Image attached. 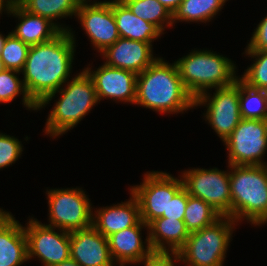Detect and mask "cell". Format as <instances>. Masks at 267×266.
<instances>
[{
  "instance_id": "obj_1",
  "label": "cell",
  "mask_w": 267,
  "mask_h": 266,
  "mask_svg": "<svg viewBox=\"0 0 267 266\" xmlns=\"http://www.w3.org/2000/svg\"><path fill=\"white\" fill-rule=\"evenodd\" d=\"M74 44V35L69 30L62 31L48 42L30 46L21 71L24 75L22 81L28 95L37 105L69 80Z\"/></svg>"
},
{
  "instance_id": "obj_2",
  "label": "cell",
  "mask_w": 267,
  "mask_h": 266,
  "mask_svg": "<svg viewBox=\"0 0 267 266\" xmlns=\"http://www.w3.org/2000/svg\"><path fill=\"white\" fill-rule=\"evenodd\" d=\"M134 104L159 113H179L195 107V98L187 91L178 67L162 58L137 75L136 100Z\"/></svg>"
},
{
  "instance_id": "obj_3",
  "label": "cell",
  "mask_w": 267,
  "mask_h": 266,
  "mask_svg": "<svg viewBox=\"0 0 267 266\" xmlns=\"http://www.w3.org/2000/svg\"><path fill=\"white\" fill-rule=\"evenodd\" d=\"M231 218L267 223V165H229Z\"/></svg>"
},
{
  "instance_id": "obj_4",
  "label": "cell",
  "mask_w": 267,
  "mask_h": 266,
  "mask_svg": "<svg viewBox=\"0 0 267 266\" xmlns=\"http://www.w3.org/2000/svg\"><path fill=\"white\" fill-rule=\"evenodd\" d=\"M67 83L65 89L60 88L47 95L37 105V109H41L49 104L56 93H61L60 99L48 115L45 126V134H50L52 137H57L75 127L98 102L93 81L85 70Z\"/></svg>"
},
{
  "instance_id": "obj_5",
  "label": "cell",
  "mask_w": 267,
  "mask_h": 266,
  "mask_svg": "<svg viewBox=\"0 0 267 266\" xmlns=\"http://www.w3.org/2000/svg\"><path fill=\"white\" fill-rule=\"evenodd\" d=\"M175 63L183 85L194 98L209 89L230 86L239 79L230 59L209 50H193Z\"/></svg>"
},
{
  "instance_id": "obj_6",
  "label": "cell",
  "mask_w": 267,
  "mask_h": 266,
  "mask_svg": "<svg viewBox=\"0 0 267 266\" xmlns=\"http://www.w3.org/2000/svg\"><path fill=\"white\" fill-rule=\"evenodd\" d=\"M235 223L221 216L212 225L191 232L177 252L179 260L187 266H222Z\"/></svg>"
},
{
  "instance_id": "obj_7",
  "label": "cell",
  "mask_w": 267,
  "mask_h": 266,
  "mask_svg": "<svg viewBox=\"0 0 267 266\" xmlns=\"http://www.w3.org/2000/svg\"><path fill=\"white\" fill-rule=\"evenodd\" d=\"M49 222L47 226L72 232L92 226L91 203L80 188L47 190Z\"/></svg>"
},
{
  "instance_id": "obj_8",
  "label": "cell",
  "mask_w": 267,
  "mask_h": 266,
  "mask_svg": "<svg viewBox=\"0 0 267 266\" xmlns=\"http://www.w3.org/2000/svg\"><path fill=\"white\" fill-rule=\"evenodd\" d=\"M182 174L183 187L190 196L204 200L221 216L231 218L230 171L194 168Z\"/></svg>"
},
{
  "instance_id": "obj_9",
  "label": "cell",
  "mask_w": 267,
  "mask_h": 266,
  "mask_svg": "<svg viewBox=\"0 0 267 266\" xmlns=\"http://www.w3.org/2000/svg\"><path fill=\"white\" fill-rule=\"evenodd\" d=\"M182 187V179L174 178L169 173L152 171L144 174L142 184L130 189L138 201L141 220L148 225L162 217L167 212L169 201Z\"/></svg>"
},
{
  "instance_id": "obj_10",
  "label": "cell",
  "mask_w": 267,
  "mask_h": 266,
  "mask_svg": "<svg viewBox=\"0 0 267 266\" xmlns=\"http://www.w3.org/2000/svg\"><path fill=\"white\" fill-rule=\"evenodd\" d=\"M229 165H266L262 156L267 150V119H244L223 141Z\"/></svg>"
},
{
  "instance_id": "obj_11",
  "label": "cell",
  "mask_w": 267,
  "mask_h": 266,
  "mask_svg": "<svg viewBox=\"0 0 267 266\" xmlns=\"http://www.w3.org/2000/svg\"><path fill=\"white\" fill-rule=\"evenodd\" d=\"M209 96L207 91L195 98V106L206 105L204 115L218 136L224 141L242 120L239 102V79L227 87L216 88Z\"/></svg>"
},
{
  "instance_id": "obj_12",
  "label": "cell",
  "mask_w": 267,
  "mask_h": 266,
  "mask_svg": "<svg viewBox=\"0 0 267 266\" xmlns=\"http://www.w3.org/2000/svg\"><path fill=\"white\" fill-rule=\"evenodd\" d=\"M24 226L27 238L28 260L37 256L44 266H53L70 258V232H55L33 218Z\"/></svg>"
},
{
  "instance_id": "obj_13",
  "label": "cell",
  "mask_w": 267,
  "mask_h": 266,
  "mask_svg": "<svg viewBox=\"0 0 267 266\" xmlns=\"http://www.w3.org/2000/svg\"><path fill=\"white\" fill-rule=\"evenodd\" d=\"M76 17L98 52H103L120 38L113 14V1L80 4Z\"/></svg>"
},
{
  "instance_id": "obj_14",
  "label": "cell",
  "mask_w": 267,
  "mask_h": 266,
  "mask_svg": "<svg viewBox=\"0 0 267 266\" xmlns=\"http://www.w3.org/2000/svg\"><path fill=\"white\" fill-rule=\"evenodd\" d=\"M93 81L97 99L113 98L129 103H135L137 74L134 72L106 65L100 66L96 71L84 69Z\"/></svg>"
},
{
  "instance_id": "obj_15",
  "label": "cell",
  "mask_w": 267,
  "mask_h": 266,
  "mask_svg": "<svg viewBox=\"0 0 267 266\" xmlns=\"http://www.w3.org/2000/svg\"><path fill=\"white\" fill-rule=\"evenodd\" d=\"M70 258L81 266H114L107 238L93 226L70 232Z\"/></svg>"
},
{
  "instance_id": "obj_16",
  "label": "cell",
  "mask_w": 267,
  "mask_h": 266,
  "mask_svg": "<svg viewBox=\"0 0 267 266\" xmlns=\"http://www.w3.org/2000/svg\"><path fill=\"white\" fill-rule=\"evenodd\" d=\"M152 52L150 43L120 37L101 53L106 65L138 75L157 59Z\"/></svg>"
},
{
  "instance_id": "obj_17",
  "label": "cell",
  "mask_w": 267,
  "mask_h": 266,
  "mask_svg": "<svg viewBox=\"0 0 267 266\" xmlns=\"http://www.w3.org/2000/svg\"><path fill=\"white\" fill-rule=\"evenodd\" d=\"M8 14L20 19V23L11 33L28 45L48 42L58 36L62 31H69L68 27H61L57 23L39 15L31 14L23 9L15 0L5 8Z\"/></svg>"
},
{
  "instance_id": "obj_18",
  "label": "cell",
  "mask_w": 267,
  "mask_h": 266,
  "mask_svg": "<svg viewBox=\"0 0 267 266\" xmlns=\"http://www.w3.org/2000/svg\"><path fill=\"white\" fill-rule=\"evenodd\" d=\"M143 227L146 228L148 225L140 220L135 226L125 228L107 237L113 261L116 260L117 264L119 262L120 266H124L126 263H141L153 252L148 236L145 239L146 249L143 240H141L142 233L140 231Z\"/></svg>"
},
{
  "instance_id": "obj_19",
  "label": "cell",
  "mask_w": 267,
  "mask_h": 266,
  "mask_svg": "<svg viewBox=\"0 0 267 266\" xmlns=\"http://www.w3.org/2000/svg\"><path fill=\"white\" fill-rule=\"evenodd\" d=\"M28 260L24 227L0 209V266H20Z\"/></svg>"
},
{
  "instance_id": "obj_20",
  "label": "cell",
  "mask_w": 267,
  "mask_h": 266,
  "mask_svg": "<svg viewBox=\"0 0 267 266\" xmlns=\"http://www.w3.org/2000/svg\"><path fill=\"white\" fill-rule=\"evenodd\" d=\"M131 194L130 200L96 210L92 216V226L106 238L113 233L135 226L140 220L137 199Z\"/></svg>"
},
{
  "instance_id": "obj_21",
  "label": "cell",
  "mask_w": 267,
  "mask_h": 266,
  "mask_svg": "<svg viewBox=\"0 0 267 266\" xmlns=\"http://www.w3.org/2000/svg\"><path fill=\"white\" fill-rule=\"evenodd\" d=\"M147 229L149 244L153 252L177 253L184 246L190 234L183 220L166 217L151 221Z\"/></svg>"
},
{
  "instance_id": "obj_22",
  "label": "cell",
  "mask_w": 267,
  "mask_h": 266,
  "mask_svg": "<svg viewBox=\"0 0 267 266\" xmlns=\"http://www.w3.org/2000/svg\"><path fill=\"white\" fill-rule=\"evenodd\" d=\"M113 14L121 38L142 41L152 45V41L163 33L156 25L133 14L122 0H113Z\"/></svg>"
},
{
  "instance_id": "obj_23",
  "label": "cell",
  "mask_w": 267,
  "mask_h": 266,
  "mask_svg": "<svg viewBox=\"0 0 267 266\" xmlns=\"http://www.w3.org/2000/svg\"><path fill=\"white\" fill-rule=\"evenodd\" d=\"M23 9L31 14L50 20L76 15L79 0H15Z\"/></svg>"
},
{
  "instance_id": "obj_24",
  "label": "cell",
  "mask_w": 267,
  "mask_h": 266,
  "mask_svg": "<svg viewBox=\"0 0 267 266\" xmlns=\"http://www.w3.org/2000/svg\"><path fill=\"white\" fill-rule=\"evenodd\" d=\"M227 0H183L172 14V21L209 22ZM175 21V22H174Z\"/></svg>"
},
{
  "instance_id": "obj_25",
  "label": "cell",
  "mask_w": 267,
  "mask_h": 266,
  "mask_svg": "<svg viewBox=\"0 0 267 266\" xmlns=\"http://www.w3.org/2000/svg\"><path fill=\"white\" fill-rule=\"evenodd\" d=\"M221 215L207 202L188 194L183 221L189 233L212 225Z\"/></svg>"
},
{
  "instance_id": "obj_26",
  "label": "cell",
  "mask_w": 267,
  "mask_h": 266,
  "mask_svg": "<svg viewBox=\"0 0 267 266\" xmlns=\"http://www.w3.org/2000/svg\"><path fill=\"white\" fill-rule=\"evenodd\" d=\"M137 17L156 25L162 32L173 26L172 13L158 0H122Z\"/></svg>"
},
{
  "instance_id": "obj_27",
  "label": "cell",
  "mask_w": 267,
  "mask_h": 266,
  "mask_svg": "<svg viewBox=\"0 0 267 266\" xmlns=\"http://www.w3.org/2000/svg\"><path fill=\"white\" fill-rule=\"evenodd\" d=\"M240 113L244 119H267V91L247 86L239 79Z\"/></svg>"
},
{
  "instance_id": "obj_28",
  "label": "cell",
  "mask_w": 267,
  "mask_h": 266,
  "mask_svg": "<svg viewBox=\"0 0 267 266\" xmlns=\"http://www.w3.org/2000/svg\"><path fill=\"white\" fill-rule=\"evenodd\" d=\"M19 73L20 71L12 69L0 72V103H9L19 94H23V105L28 109L37 110V104L30 98L24 82L17 76Z\"/></svg>"
},
{
  "instance_id": "obj_29",
  "label": "cell",
  "mask_w": 267,
  "mask_h": 266,
  "mask_svg": "<svg viewBox=\"0 0 267 266\" xmlns=\"http://www.w3.org/2000/svg\"><path fill=\"white\" fill-rule=\"evenodd\" d=\"M29 49L30 45L24 43L10 32L7 35L0 56L4 68L21 72L25 66Z\"/></svg>"
},
{
  "instance_id": "obj_30",
  "label": "cell",
  "mask_w": 267,
  "mask_h": 266,
  "mask_svg": "<svg viewBox=\"0 0 267 266\" xmlns=\"http://www.w3.org/2000/svg\"><path fill=\"white\" fill-rule=\"evenodd\" d=\"M245 53L256 61L239 79L251 88L267 91V51L245 50Z\"/></svg>"
},
{
  "instance_id": "obj_31",
  "label": "cell",
  "mask_w": 267,
  "mask_h": 266,
  "mask_svg": "<svg viewBox=\"0 0 267 266\" xmlns=\"http://www.w3.org/2000/svg\"><path fill=\"white\" fill-rule=\"evenodd\" d=\"M22 151V144L17 138L0 133V169L12 165Z\"/></svg>"
},
{
  "instance_id": "obj_32",
  "label": "cell",
  "mask_w": 267,
  "mask_h": 266,
  "mask_svg": "<svg viewBox=\"0 0 267 266\" xmlns=\"http://www.w3.org/2000/svg\"><path fill=\"white\" fill-rule=\"evenodd\" d=\"M187 199L188 192L184 187H182L169 201L167 212H164L162 217L183 220Z\"/></svg>"
},
{
  "instance_id": "obj_33",
  "label": "cell",
  "mask_w": 267,
  "mask_h": 266,
  "mask_svg": "<svg viewBox=\"0 0 267 266\" xmlns=\"http://www.w3.org/2000/svg\"><path fill=\"white\" fill-rule=\"evenodd\" d=\"M246 50L267 51V16L260 21L253 32Z\"/></svg>"
},
{
  "instance_id": "obj_34",
  "label": "cell",
  "mask_w": 267,
  "mask_h": 266,
  "mask_svg": "<svg viewBox=\"0 0 267 266\" xmlns=\"http://www.w3.org/2000/svg\"><path fill=\"white\" fill-rule=\"evenodd\" d=\"M173 260L180 261L177 253L152 252L141 262H144V266H175Z\"/></svg>"
},
{
  "instance_id": "obj_35",
  "label": "cell",
  "mask_w": 267,
  "mask_h": 266,
  "mask_svg": "<svg viewBox=\"0 0 267 266\" xmlns=\"http://www.w3.org/2000/svg\"><path fill=\"white\" fill-rule=\"evenodd\" d=\"M158 1L166 8H168L170 12L173 14V12L178 8V6L182 3L183 0H158Z\"/></svg>"
},
{
  "instance_id": "obj_36",
  "label": "cell",
  "mask_w": 267,
  "mask_h": 266,
  "mask_svg": "<svg viewBox=\"0 0 267 266\" xmlns=\"http://www.w3.org/2000/svg\"><path fill=\"white\" fill-rule=\"evenodd\" d=\"M53 266H81L78 262L73 260L72 258H69L61 263L55 264Z\"/></svg>"
},
{
  "instance_id": "obj_37",
  "label": "cell",
  "mask_w": 267,
  "mask_h": 266,
  "mask_svg": "<svg viewBox=\"0 0 267 266\" xmlns=\"http://www.w3.org/2000/svg\"><path fill=\"white\" fill-rule=\"evenodd\" d=\"M10 2V0H0V13L2 12V10H5L3 8H6Z\"/></svg>"
},
{
  "instance_id": "obj_38",
  "label": "cell",
  "mask_w": 267,
  "mask_h": 266,
  "mask_svg": "<svg viewBox=\"0 0 267 266\" xmlns=\"http://www.w3.org/2000/svg\"><path fill=\"white\" fill-rule=\"evenodd\" d=\"M6 38H7V36L5 37L2 34H0V56H1L2 48H3L4 43L6 41Z\"/></svg>"
},
{
  "instance_id": "obj_39",
  "label": "cell",
  "mask_w": 267,
  "mask_h": 266,
  "mask_svg": "<svg viewBox=\"0 0 267 266\" xmlns=\"http://www.w3.org/2000/svg\"><path fill=\"white\" fill-rule=\"evenodd\" d=\"M4 69L5 68H4L3 62H2V60L0 58V72H2Z\"/></svg>"
},
{
  "instance_id": "obj_40",
  "label": "cell",
  "mask_w": 267,
  "mask_h": 266,
  "mask_svg": "<svg viewBox=\"0 0 267 266\" xmlns=\"http://www.w3.org/2000/svg\"><path fill=\"white\" fill-rule=\"evenodd\" d=\"M80 4H87L88 1L87 0H79Z\"/></svg>"
}]
</instances>
